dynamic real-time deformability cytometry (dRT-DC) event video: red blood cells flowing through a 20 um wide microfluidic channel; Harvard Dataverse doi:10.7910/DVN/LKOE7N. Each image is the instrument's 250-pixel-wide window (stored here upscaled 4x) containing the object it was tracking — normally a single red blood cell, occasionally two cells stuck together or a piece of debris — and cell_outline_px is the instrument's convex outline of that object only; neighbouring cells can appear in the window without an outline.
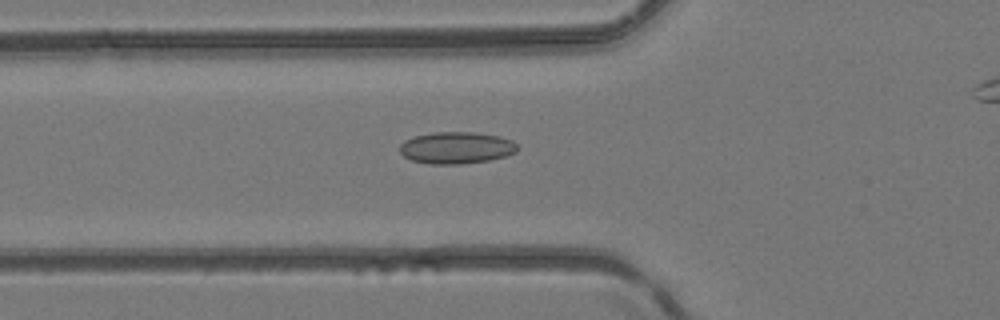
{"species": "common noctule bat (a hibernating species)", "species_latin": "Nyctalus noctula", "temperature_condition": "room temperature", "stored_images_in_passage": 43, "camera_frame_rate_fps": 3000, "um_per_image_px": 0.085, "animal": {"sex": "female", "body_mass_g": 24.6, "forearm_length_mm": 56.2}, "frame": {"image": 1, "passage_image": 18, "time_ms": 5.667, "image_size_px": [1000, 320], "cell_outline_px": [[516, 152], [504, 156], [488, 160], [460, 164], [432, 164], [412, 160], [404, 156], [400, 152], [400, 144], [404, 140], [412, 136], [436, 132], [476, 132], [500, 136], [512, 140], [516, 144]], "centroid_in_image_um": [38.77, 12.55], "position_along_channel_um": 87.0, "area_um2": 21.79}}
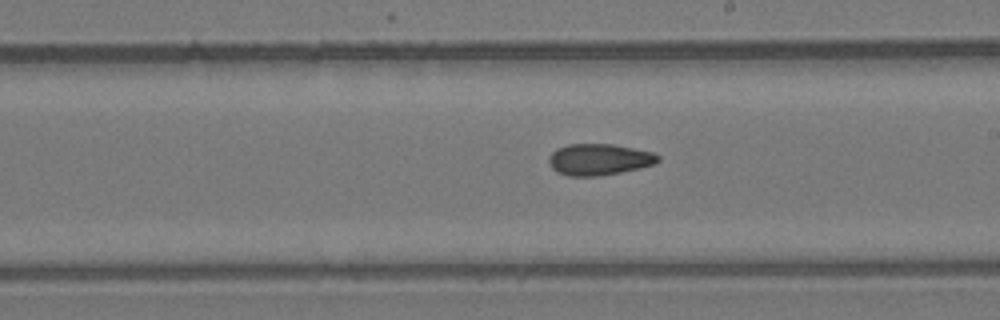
{"frame": {"image": 2, "passage_image": 28, "time_ms": 9.0, "image_size_px": [1000, 320], "cell_outline_px": [[660, 160], [652, 164], [620, 172], [596, 176], [568, 176], [556, 172], [552, 168], [548, 160], [548, 156], [556, 148], [568, 144], [612, 144], [652, 152], [660, 156]], "centroid_in_image_um": [50.86, 13.55], "position_along_channel_um": 238.1, "area_um2": 19.83}}
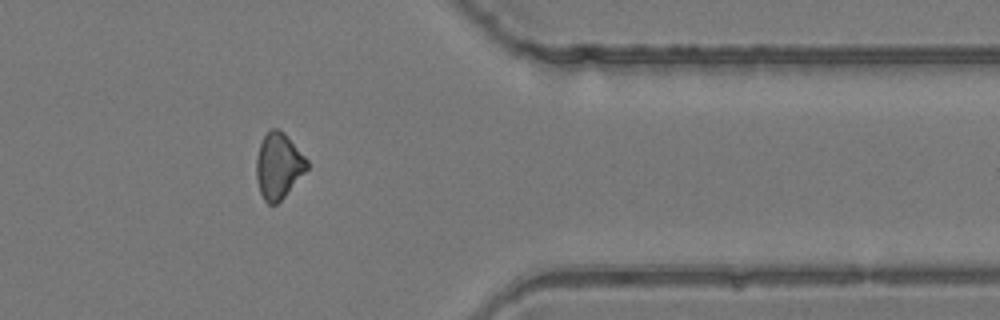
{"frame": {"image": 3, "passage_image": 39, "time_ms": 12.667, "image_size_px": [1000, 320], "cell_outline_px": [[308, 168], [284, 196], [276, 204], [268, 204], [264, 200], [260, 192], [256, 180], [256, 156], [260, 144], [268, 128], [276, 128], [284, 132], [308, 160]], "centroid_in_image_um": [23.65, 14.07], "position_along_channel_um": 387.8, "area_um2": 19.36}}